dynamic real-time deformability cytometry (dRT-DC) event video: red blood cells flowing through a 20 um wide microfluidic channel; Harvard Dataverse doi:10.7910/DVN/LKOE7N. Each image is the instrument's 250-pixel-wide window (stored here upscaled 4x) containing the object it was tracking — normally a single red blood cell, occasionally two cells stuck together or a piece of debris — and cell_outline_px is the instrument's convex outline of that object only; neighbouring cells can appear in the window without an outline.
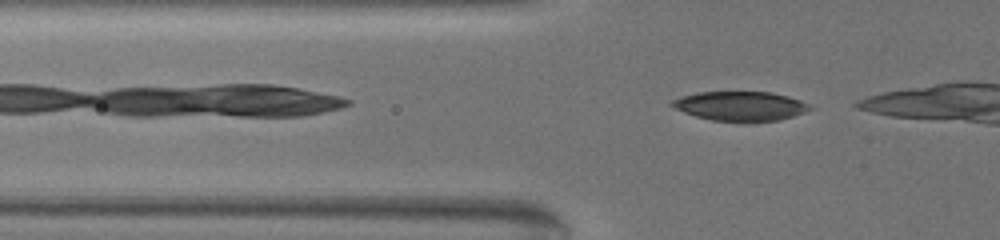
{"species": "common noctule bat (a hibernating species)", "species_latin": "Nyctalus noctula", "temperature_condition": "warm", "stored_images_in_passage": 12, "camera_frame_rate_fps": 3000, "um_per_image_px": 0.085, "animal": {"sex": "female", "body_mass_g": 19.5, "forearm_length_mm": 54.1}, "frame": {"image": 1, "passage_image": 4, "time_ms": 1.0, "image_size_px": [1000, 240], "cell_outline_px": [[812, 108], [804, 112], [780, 120], [748, 124], [740, 124], [712, 120], [696, 116], [684, 112], [668, 104], [672, 100], [680, 96], [700, 92], [768, 92], [788, 96], [800, 100], [808, 104]], "centroid_in_image_um": [62.92, 9.05], "position_along_channel_um": 62.9, "area_um2": 24.1}}
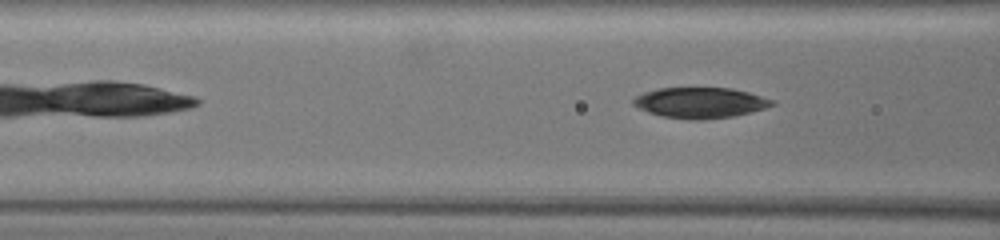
{"frame": {"image": 2, "passage_image": 9, "time_ms": 2.667, "image_size_px": [1000, 240], "cell_outline_px": [[776, 104], [764, 108], [732, 116], [700, 120], [688, 120], [660, 116], [648, 112], [632, 104], [632, 100], [636, 96], [644, 92], [656, 88], [732, 88], [748, 92], [772, 100]], "centroid_in_image_um": [59.46, 8.73], "position_along_channel_um": 107.1, "area_um2": 24.62}}